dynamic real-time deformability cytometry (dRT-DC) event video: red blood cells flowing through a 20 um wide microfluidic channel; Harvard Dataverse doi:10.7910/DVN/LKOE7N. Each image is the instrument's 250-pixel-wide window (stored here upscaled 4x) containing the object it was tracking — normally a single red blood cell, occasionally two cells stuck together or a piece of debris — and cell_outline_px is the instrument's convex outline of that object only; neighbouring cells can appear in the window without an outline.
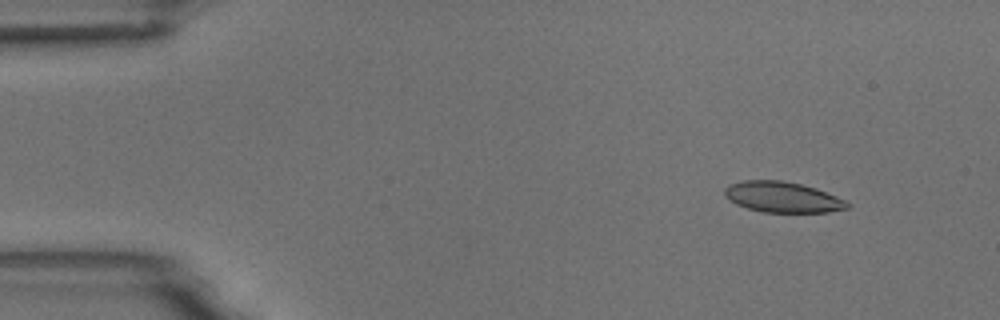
{"species": "common noctule bat (a hibernating species)", "species_latin": "Nyctalus noctula", "temperature_condition": "room temperature", "stored_images_in_passage": 5, "camera_frame_rate_fps": 3000, "um_per_image_px": 0.085, "animal": {"sex": "male", "body_mass_g": 18.8}, "frame": {"image": 1, "passage_image": 2, "time_ms": 0.333, "image_size_px": [1000, 320], "cell_outline_px": [[852, 204], [848, 208], [828, 212], [764, 212], [748, 208], [736, 204], [728, 200], [724, 196], [724, 188], [728, 184], [744, 180], [780, 180], [800, 184], [816, 188], [848, 200]], "centroid_in_image_um": [66.53, 16.75], "position_along_channel_um": 18.5, "area_um2": 22.14}}
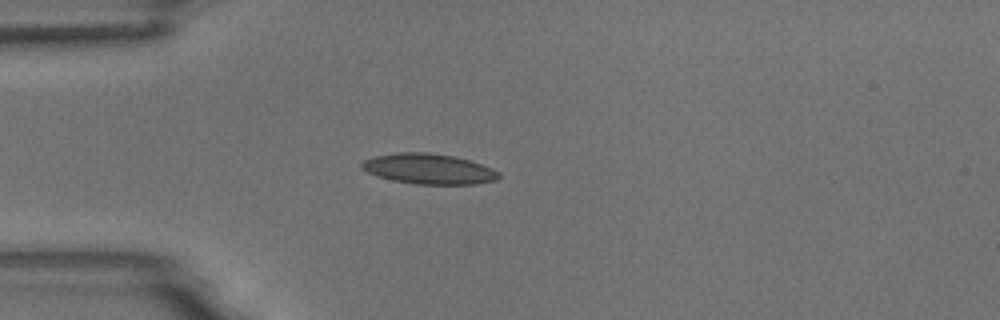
{"frame": {"image": 2, "passage_image": 4, "time_ms": 1.0, "image_size_px": [1000, 320], "cell_outline_px": [[500, 176], [496, 180], [472, 184], [416, 184], [392, 180], [376, 176], [360, 168], [360, 164], [364, 160], [376, 156], [396, 152], [428, 152], [452, 156], [468, 160], [492, 168], [500, 172]], "centroid_in_image_um": [36.41, 14.35], "position_along_channel_um": 48.6, "area_um2": 24.16}}